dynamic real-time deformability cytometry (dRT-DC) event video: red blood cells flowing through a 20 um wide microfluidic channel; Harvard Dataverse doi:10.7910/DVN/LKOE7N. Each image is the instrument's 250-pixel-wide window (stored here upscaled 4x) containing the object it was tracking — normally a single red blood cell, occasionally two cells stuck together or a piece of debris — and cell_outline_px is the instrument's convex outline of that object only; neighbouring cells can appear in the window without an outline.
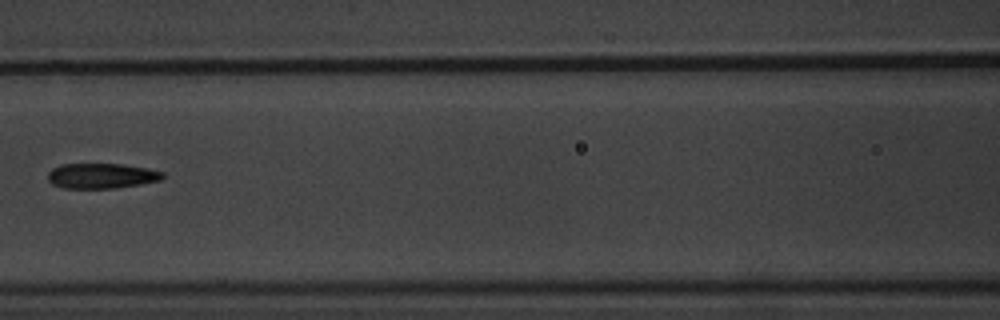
{"species": "common noctule bat (a hibernating species)", "species_latin": "Nyctalus noctula", "temperature_condition": "warm", "stored_images_in_passage": 7, "camera_frame_rate_fps": 3000, "um_per_image_px": 0.085, "animal": {"sex": "male", "body_mass_g": 20.1, "forearm_length_mm": 53.5}, "frame": {"image": 1, "passage_image": 4, "time_ms": 3.667, "image_size_px": [1000, 320], "cell_outline_px": [[164, 176], [160, 180], [140, 184], [116, 188], [64, 188], [52, 184], [48, 180], [48, 172], [52, 168], [60, 164], [124, 164], [148, 168], [164, 172]], "centroid_in_image_um": [8.62, 14.94], "position_along_channel_um": 158.0, "area_um2": 16.94}}
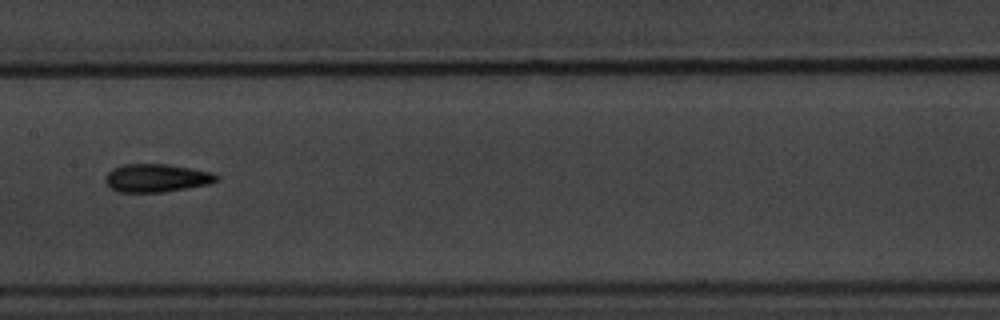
{"frame": {"image": 2, "passage_image": 5, "time_ms": 4.667, "image_size_px": [1000, 320], "cell_outline_px": [[220, 180], [212, 184], [164, 192], [120, 192], [108, 188], [104, 180], [104, 176], [112, 168], [124, 164], [168, 164], [192, 168], [212, 172], [220, 176]], "centroid_in_image_um": [13.32, 15.13], "position_along_channel_um": 194.1, "area_um2": 18.67}}